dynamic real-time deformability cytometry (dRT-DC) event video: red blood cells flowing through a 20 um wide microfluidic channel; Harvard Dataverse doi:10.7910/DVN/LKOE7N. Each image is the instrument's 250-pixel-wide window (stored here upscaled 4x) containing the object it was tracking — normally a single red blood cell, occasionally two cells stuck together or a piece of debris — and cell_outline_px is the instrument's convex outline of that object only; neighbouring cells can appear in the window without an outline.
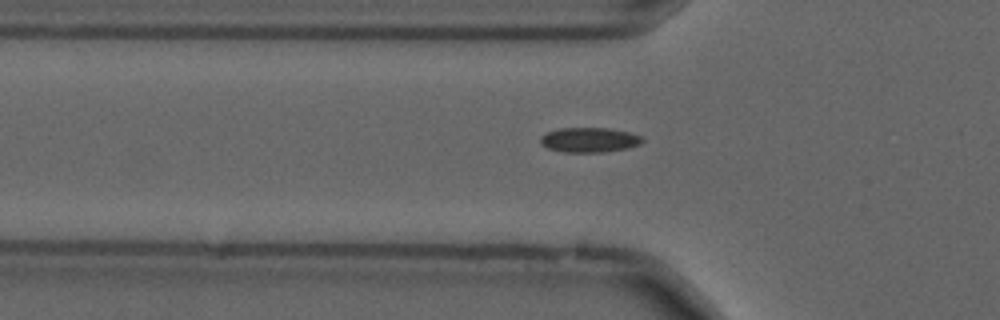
{"species": "common noctule bat (a hibernating species)", "species_latin": "Nyctalus noctula", "temperature_condition": "cold", "stored_images_in_passage": 36, "camera_frame_rate_fps": 3000, "um_per_image_px": 0.085, "animal": {"sex": "male", "forearm_length_mm": 52.5}, "frame": {"image": 1, "passage_image": 7, "time_ms": 2.0, "image_size_px": [1000, 320], "cell_outline_px": [[644, 140], [640, 144], [628, 148], [604, 152], [564, 152], [548, 148], [540, 144], [540, 136], [548, 132], [560, 128], [608, 128], [628, 132], [640, 136]], "centroid_in_image_um": [50.08, 11.89], "position_along_channel_um": 75.7, "area_um2": 14.68}}
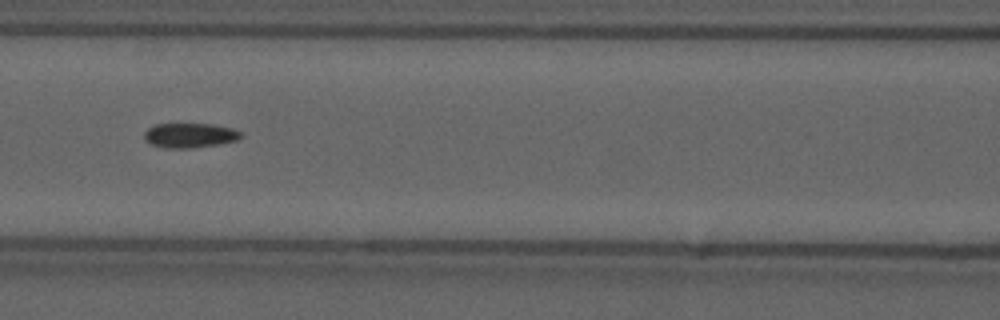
{"frame": {"image": 2, "passage_image": 13, "time_ms": 4.0, "image_size_px": [1000, 320], "cell_outline_px": [[244, 136], [236, 140], [220, 144], [192, 148], [164, 148], [152, 144], [144, 140], [144, 132], [148, 128], [156, 124], [212, 124], [232, 128], [240, 132]], "centroid_in_image_um": [16.13, 11.51], "position_along_channel_um": 150.5, "area_um2": 13.93}}
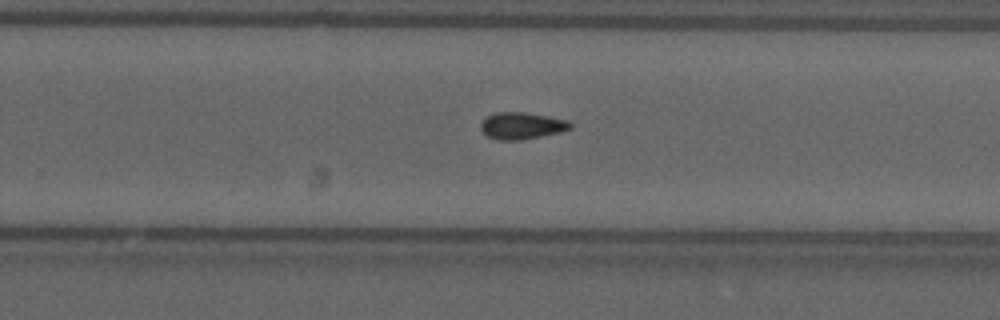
{"frame": {"image": 3, "passage_image": 24, "time_ms": 7.667, "image_size_px": [1000, 320], "cell_outline_px": [[572, 128], [560, 132], [520, 140], [500, 140], [488, 136], [480, 128], [480, 124], [488, 116], [496, 112], [524, 112], [568, 120], [572, 124]], "centroid_in_image_um": [44.36, 10.68], "position_along_channel_um": 285.4, "area_um2": 13.81}}